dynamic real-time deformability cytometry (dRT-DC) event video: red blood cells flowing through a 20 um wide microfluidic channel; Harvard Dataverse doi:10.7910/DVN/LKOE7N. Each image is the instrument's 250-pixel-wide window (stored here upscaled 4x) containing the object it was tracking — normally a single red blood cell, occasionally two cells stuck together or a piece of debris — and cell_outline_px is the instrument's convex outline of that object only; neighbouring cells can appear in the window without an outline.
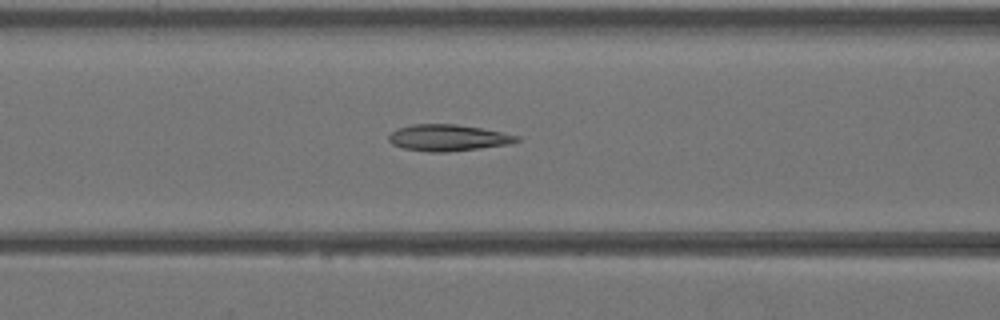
{"species": "Egyptian fruit bat (a non-hibernating species)", "species_latin": "Rousettus aegyptiacus", "temperature_condition": "warm", "stored_images_in_passage": 42, "camera_frame_rate_fps": 3000, "um_per_image_px": 0.085, "animal": {"sex": "female"}, "frame": {"image": 1, "passage_image": 18, "time_ms": 5.667, "image_size_px": [1000, 320], "cell_outline_px": [[520, 140], [512, 144], [448, 152], [428, 152], [404, 148], [392, 144], [388, 140], [388, 136], [396, 128], [412, 124], [456, 124], [504, 132], [520, 136]], "centroid_in_image_um": [38.1, 11.71], "position_along_channel_um": 128.5, "area_um2": 19.88}}
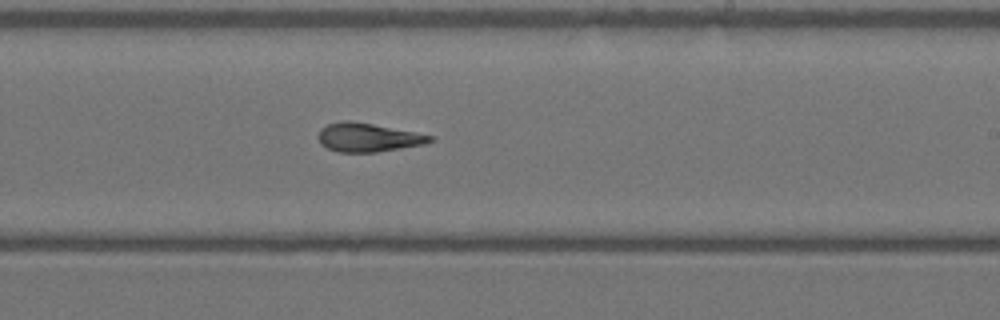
{"frame": {"image": 2, "passage_image": 26, "time_ms": 8.333, "image_size_px": [1000, 320], "cell_outline_px": [[432, 140], [424, 144], [376, 152], [336, 152], [320, 144], [316, 136], [320, 128], [328, 124], [344, 120], [348, 120], [372, 124], [432, 136]], "centroid_in_image_um": [31.17, 11.68], "position_along_channel_um": 257.8, "area_um2": 18.44}}
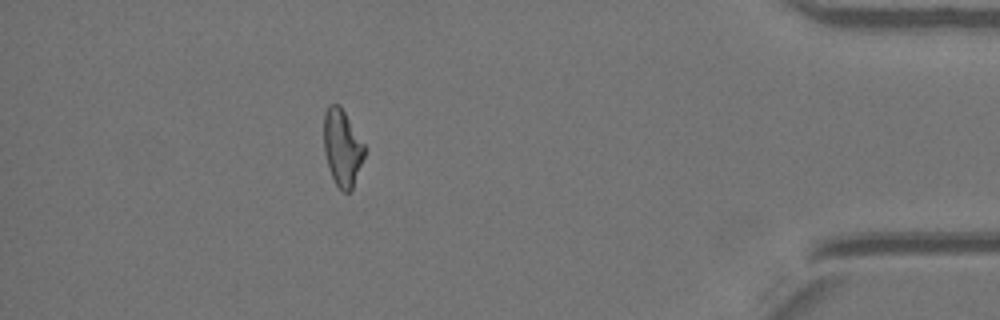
{"frame": {"image": 3, "passage_image": 38, "time_ms": 12.333, "image_size_px": [1000, 320], "cell_outline_px": [[364, 156], [352, 188], [348, 192], [344, 192], [336, 184], [332, 176], [324, 152], [324, 112], [328, 104], [340, 104], [364, 144]], "centroid_in_image_um": [29.07, 12.5], "position_along_channel_um": 406.1, "area_um2": 17.86}}